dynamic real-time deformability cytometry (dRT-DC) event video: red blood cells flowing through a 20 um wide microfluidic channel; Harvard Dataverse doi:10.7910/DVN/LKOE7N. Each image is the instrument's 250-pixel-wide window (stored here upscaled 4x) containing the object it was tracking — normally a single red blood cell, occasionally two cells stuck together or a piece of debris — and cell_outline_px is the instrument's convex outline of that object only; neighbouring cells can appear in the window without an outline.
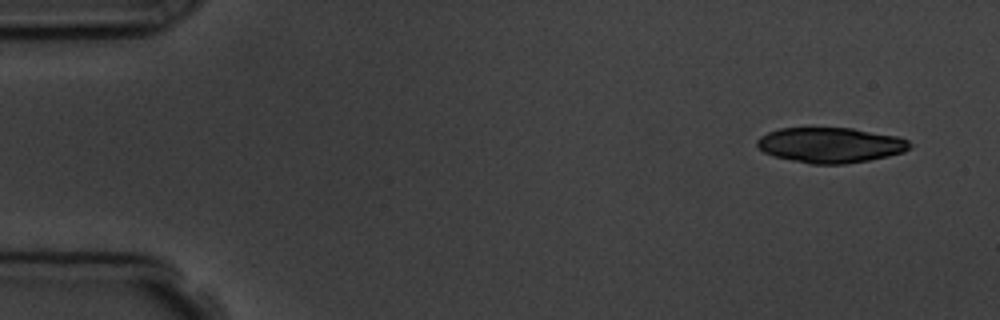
{"species": "common noctule bat (a hibernating species)", "species_latin": "Nyctalus noctula", "temperature_condition": "room temperature", "stored_images_in_passage": 4, "camera_frame_rate_fps": 3000, "um_per_image_px": 0.085, "animal": {"sex": "male", "body_mass_g": 19.5, "forearm_length_mm": 54.6}, "frame": {"image": 1, "passage_image": 1, "time_ms": 0.0, "image_size_px": [1000, 320], "cell_outline_px": [[912, 148], [904, 152], [888, 156], [868, 160], [844, 164], [812, 164], [772, 156], [764, 152], [756, 144], [756, 140], [760, 136], [768, 132], [780, 128], [852, 128], [896, 136], [908, 140], [912, 144]], "centroid_in_image_um": [70.59, 12.33], "position_along_channel_um": 14.4, "area_um2": 31.39}}